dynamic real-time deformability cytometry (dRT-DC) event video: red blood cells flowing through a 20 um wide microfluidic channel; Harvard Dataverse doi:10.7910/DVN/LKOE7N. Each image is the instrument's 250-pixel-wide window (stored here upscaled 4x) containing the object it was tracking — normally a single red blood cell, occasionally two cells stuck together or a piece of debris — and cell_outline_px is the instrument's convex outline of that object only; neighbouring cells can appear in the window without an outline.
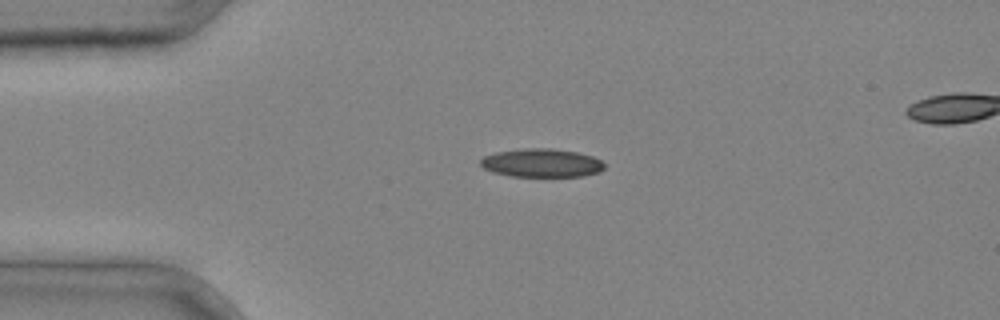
{"species": "common noctule bat (a hibernating species)", "species_latin": "Nyctalus noctula", "temperature_condition": "cold", "stored_images_in_passage": 3, "camera_frame_rate_fps": 3000, "um_per_image_px": 0.085, "animal": {"sex": "male", "body_mass_g": 20.4}, "frame": {"image": 1, "passage_image": 3, "time_ms": 0.667, "image_size_px": [1000, 320], "cell_outline_px": [[604, 168], [600, 172], [584, 176], [508, 176], [492, 172], [484, 168], [480, 164], [480, 160], [484, 156], [496, 152], [524, 148], [552, 148], [576, 152], [592, 156], [600, 160], [604, 164]], "centroid_in_image_um": [46.03, 13.85], "position_along_channel_um": 39.0, "area_um2": 20.58}}